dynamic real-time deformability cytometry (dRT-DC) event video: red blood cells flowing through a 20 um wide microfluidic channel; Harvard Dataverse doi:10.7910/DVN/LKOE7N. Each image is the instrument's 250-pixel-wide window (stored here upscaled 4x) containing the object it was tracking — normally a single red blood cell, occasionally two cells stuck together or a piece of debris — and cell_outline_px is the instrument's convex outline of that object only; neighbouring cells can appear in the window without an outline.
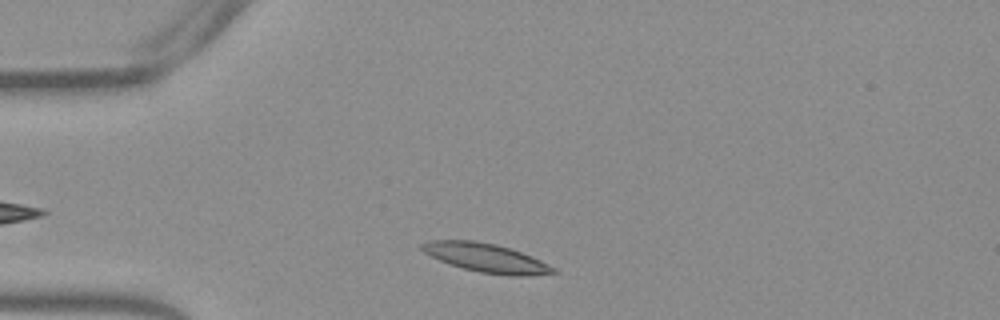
{"species": "Egyptian fruit bat (a non-hibernating species)", "species_latin": "Rousettus aegyptiacus", "temperature_condition": "warm", "stored_images_in_passage": 37, "camera_frame_rate_fps": 3000, "um_per_image_px": 0.085, "frame": {"image": 1, "passage_image": 3, "time_ms": 0.667, "image_size_px": [1000, 320], "cell_outline_px": [[556, 272], [528, 276], [508, 276], [480, 272], [464, 268], [440, 260], [424, 252], [420, 248], [420, 244], [428, 240], [472, 240], [496, 244], [512, 248], [540, 260], [556, 268]], "centroid_in_image_um": [41.33, 21.91], "position_along_channel_um": 43.7, "area_um2": 21.96}}
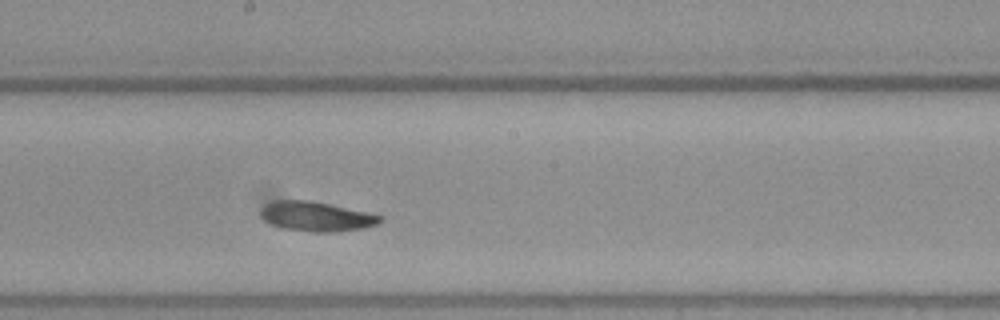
{"frame": {"image": 2, "passage_image": 19, "time_ms": 6.0, "image_size_px": [1000, 320], "cell_outline_px": [[384, 220], [376, 224], [364, 228], [336, 232], [312, 232], [284, 228], [272, 224], [264, 220], [260, 216], [260, 208], [264, 204], [272, 200], [312, 200], [368, 212], [384, 216]], "centroid_in_image_um": [26.89, 18.38], "position_along_channel_um": 221.3, "area_um2": 20.92}}
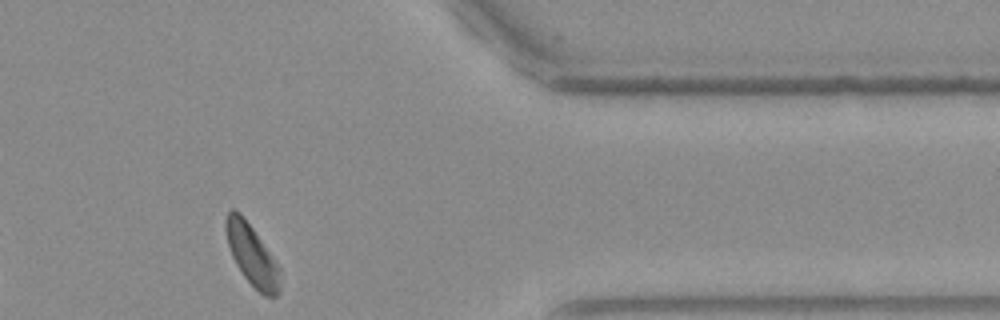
{"frame": {"image": 3, "passage_image": 34, "time_ms": 11.0, "image_size_px": [1000, 320], "cell_outline_px": [[280, 292], [276, 296], [264, 296], [244, 276], [236, 264], [232, 256], [228, 244], [224, 228], [224, 220], [228, 212], [232, 208], [240, 212], [252, 228], [280, 268]], "centroid_in_image_um": [21.39, 21.66], "position_along_channel_um": 390.0, "area_um2": 18.96}, "authors_computed_cell_mechanics": {"area_um2": 20.519, "velocity_mm_per_s": 3.7796, "shape_relaxation_time_tau1_ms": 3.3557, "shape_relaxation_time_tau2_ms": 2.3186, "deformation_change_tau1": 0.1232, "deformation_change_tau2": 0.0743}}